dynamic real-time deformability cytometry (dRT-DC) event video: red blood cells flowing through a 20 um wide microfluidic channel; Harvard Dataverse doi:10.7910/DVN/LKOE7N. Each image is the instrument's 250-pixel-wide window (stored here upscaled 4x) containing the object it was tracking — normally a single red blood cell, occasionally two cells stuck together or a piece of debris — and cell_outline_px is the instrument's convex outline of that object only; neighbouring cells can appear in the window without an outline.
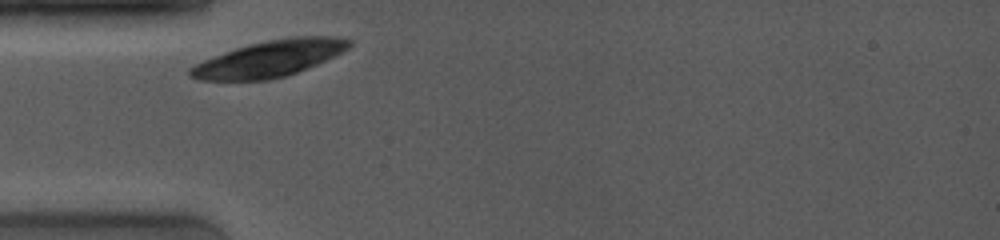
{"species": "common noctule bat (a hibernating species)", "species_latin": "Nyctalus noctula", "temperature_condition": "room temperature", "stored_images_in_passage": 3, "camera_frame_rate_fps": 4000, "um_per_image_px": 0.085, "animal": {"sex": "female", "body_mass_g": 19.0, "forearm_length_mm": 53.3}, "frame": {"image": 1, "passage_image": 1, "time_ms": 0.0, "image_size_px": [1000, 240], "cell_outline_px": [[352, 44], [348, 48], [316, 64], [288, 76], [268, 80], [200, 80], [188, 76], [188, 68], [204, 60], [236, 48], [248, 44], [268, 40], [292, 36], [336, 36], [352, 40]], "centroid_in_image_um": [22.9, 4.98], "position_along_channel_um": 62.1, "area_um2": 33.41}}